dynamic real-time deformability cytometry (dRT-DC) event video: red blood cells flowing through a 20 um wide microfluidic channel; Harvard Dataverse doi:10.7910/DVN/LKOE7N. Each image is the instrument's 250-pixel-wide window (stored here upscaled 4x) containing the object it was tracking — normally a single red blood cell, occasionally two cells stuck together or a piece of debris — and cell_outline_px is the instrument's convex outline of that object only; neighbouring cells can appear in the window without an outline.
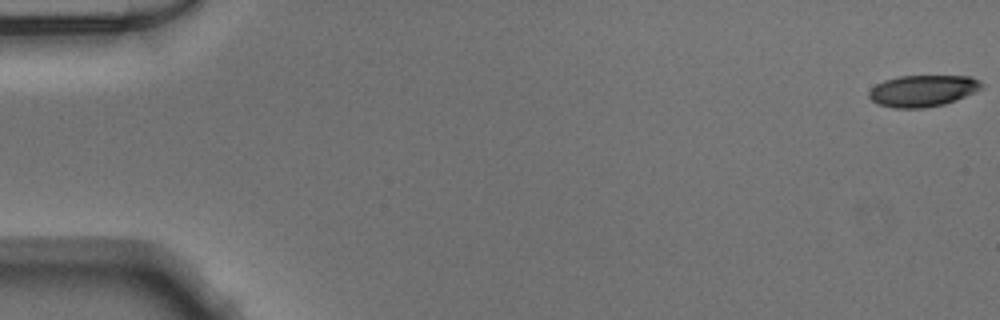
{"species": "Egyptian fruit bat (a non-hibernating species)", "species_latin": "Rousettus aegyptiacus", "temperature_condition": "warm", "stored_images_in_passage": 51, "camera_frame_rate_fps": 3000, "um_per_image_px": 0.085, "animal": {"sex": "male"}, "frame": {"image": 1, "passage_image": 1, "time_ms": 0.0, "image_size_px": [1000, 320], "cell_outline_px": [[984, 88], [956, 100], [944, 104], [924, 108], [892, 108], [876, 104], [868, 96], [868, 92], [876, 84], [884, 80], [900, 76], [972, 76], [980, 80], [984, 84]], "centroid_in_image_um": [78.45, 7.72], "position_along_channel_um": 6.6, "area_um2": 20.92}}
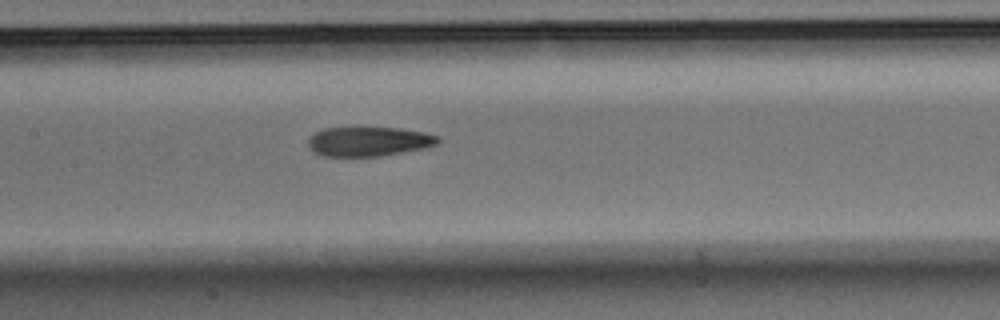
{"frame": {"image": 2, "passage_image": 25, "time_ms": 8.0, "image_size_px": [1000, 320], "cell_outline_px": [[440, 140], [436, 144], [428, 148], [380, 156], [320, 156], [308, 144], [308, 140], [316, 132], [324, 128], [400, 128], [424, 132], [436, 136]], "centroid_in_image_um": [31.38, 12.03], "position_along_channel_um": 176.0, "area_um2": 22.08}}
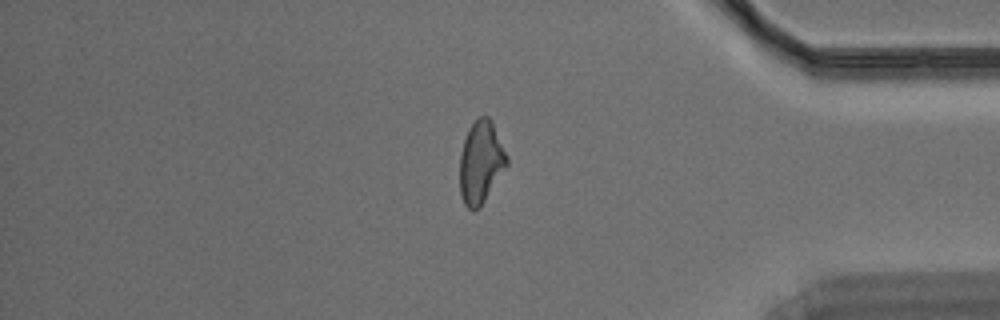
{"frame": {"image": 3, "passage_image": 43, "time_ms": 14.0, "image_size_px": [1000, 320], "cell_outline_px": [[508, 164], [480, 208], [472, 212], [464, 204], [460, 192], [460, 156], [464, 140], [468, 128], [480, 116], [488, 116], [492, 120], [508, 156]], "centroid_in_image_um": [40.88, 13.8], "position_along_channel_um": 394.3, "area_um2": 22.72}}